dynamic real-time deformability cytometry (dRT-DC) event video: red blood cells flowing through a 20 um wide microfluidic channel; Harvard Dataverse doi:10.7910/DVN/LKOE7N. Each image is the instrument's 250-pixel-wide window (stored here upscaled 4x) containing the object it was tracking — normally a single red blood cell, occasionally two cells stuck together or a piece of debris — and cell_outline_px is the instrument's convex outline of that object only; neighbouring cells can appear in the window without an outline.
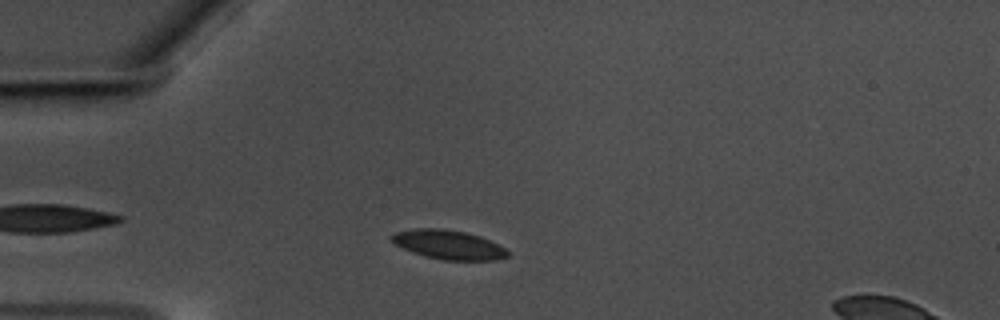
{"species": "common noctule bat (a hibernating species)", "species_latin": "Nyctalus noctula", "temperature_condition": "warm", "stored_images_in_passage": 49, "camera_frame_rate_fps": 3000, "um_per_image_px": 0.085, "animal": {"sex": "male", "body_mass_g": 17.5, "forearm_length_mm": 52.3}, "frame": {"image": 1, "passage_image": 7, "time_ms": 2.0, "image_size_px": [1000, 320], "cell_outline_px": [[508, 256], [496, 260], [444, 260], [424, 256], [412, 252], [396, 244], [392, 240], [392, 236], [396, 232], [416, 228], [444, 228], [464, 232], [480, 236], [500, 244], [508, 252]], "centroid_in_image_um": [38.16, 20.8], "position_along_channel_um": 46.8, "area_um2": 19.59}}
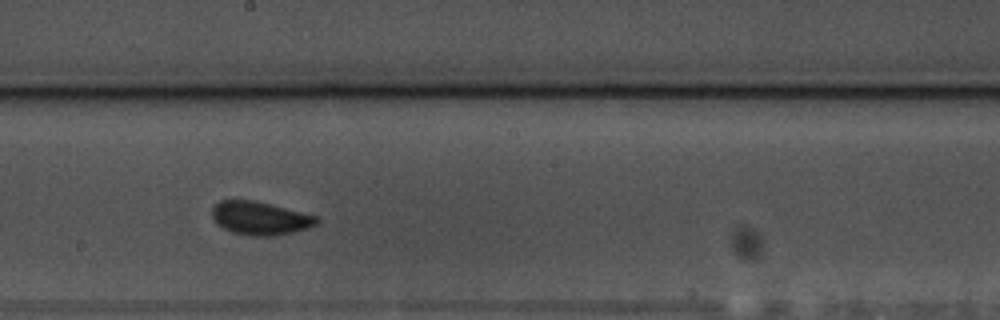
{"frame": {"image": 2, "passage_image": 24, "time_ms": 7.667, "image_size_px": [1000, 320], "cell_outline_px": [[320, 220], [316, 224], [308, 228], [276, 236], [248, 236], [232, 232], [216, 224], [212, 220], [212, 204], [220, 200], [256, 200], [316, 216]], "centroid_in_image_um": [22.05, 18.54], "position_along_channel_um": 226.1, "area_um2": 20.52}}
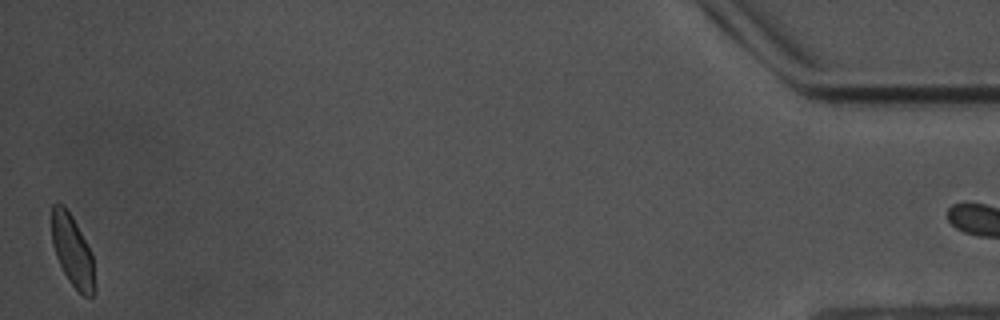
{"frame": {"image": 3, "passage_image": 49, "time_ms": 16.0, "image_size_px": [1000, 320], "cell_outline_px": [[96, 292], [92, 296], [84, 296], [68, 280], [56, 256], [52, 244], [52, 204], [60, 204], [72, 216], [92, 252], [96, 288]], "centroid_in_image_um": [6.19, 21.37], "position_along_channel_um": 429.0, "area_um2": 17.74}, "authors_computed_cell_mechanics": {"area_um2": 19.3052, "velocity_mm_per_s": 3.5187, "shape_relaxation_time_tau1_ms": 2.1734, "shape_relaxation_time_tau2_ms": 0.918, "deformation_change_tau1": 0.0673, "deformation_change_tau2": 0.0727}}